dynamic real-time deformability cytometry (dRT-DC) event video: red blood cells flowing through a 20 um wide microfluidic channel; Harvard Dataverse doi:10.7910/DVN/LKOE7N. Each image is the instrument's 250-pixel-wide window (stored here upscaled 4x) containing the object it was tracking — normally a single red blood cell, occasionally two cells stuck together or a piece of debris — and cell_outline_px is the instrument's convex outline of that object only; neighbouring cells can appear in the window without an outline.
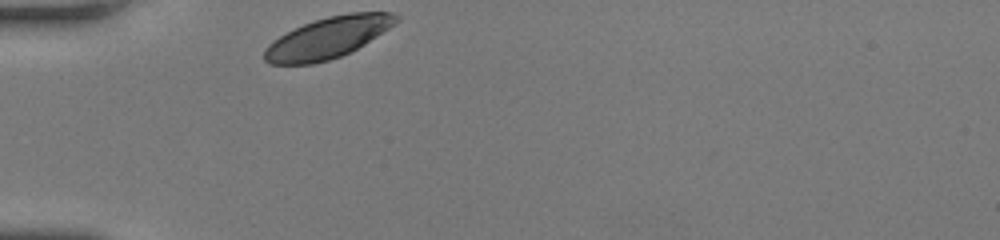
{"species": "human", "species_latin": "Homo sapiens", "temperature_condition": "room temperature", "stored_images_in_passage": 28, "camera_frame_rate_fps": 3000, "um_per_image_px": 0.085, "donor": {"sex": "female"}, "frame": {"image": 1, "passage_image": 1, "time_ms": 0.0, "image_size_px": [1000, 240], "cell_outline_px": [[400, 20], [364, 44], [340, 56], [328, 60], [312, 64], [268, 64], [264, 60], [264, 48], [268, 44], [280, 36], [304, 24], [328, 16], [348, 12], [392, 12], [400, 16]], "centroid_in_image_um": [27.86, 3.2], "position_along_channel_um": 57.1, "area_um2": 31.21}}
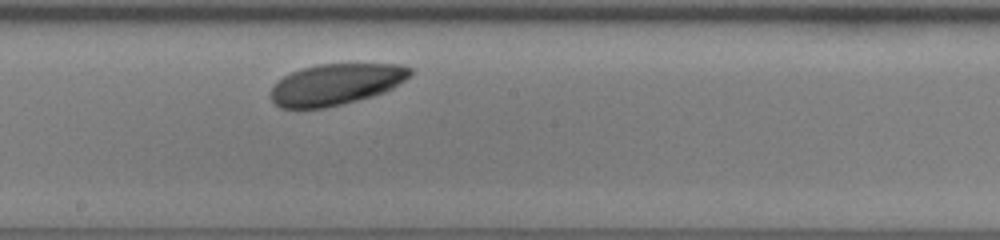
{"frame": {"image": 2, "passage_image": 15, "time_ms": 4.667, "image_size_px": [1000, 240], "cell_outline_px": [[412, 76], [392, 88], [384, 92], [372, 96], [324, 108], [280, 108], [272, 100], [272, 88], [284, 76], [292, 72], [304, 68], [320, 64], [400, 64], [412, 68]], "centroid_in_image_um": [28.6, 7.16], "position_along_channel_um": 219.6, "area_um2": 33.12}}
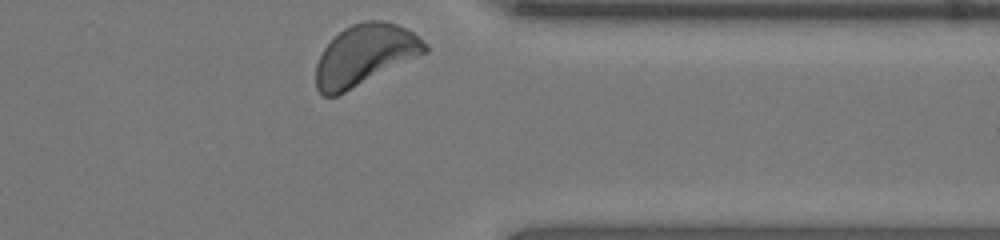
{"frame": {"image": 3, "passage_image": 28, "time_ms": 9.0, "image_size_px": [1000, 240], "cell_outline_px": [[428, 52], [336, 96], [324, 96], [316, 88], [316, 64], [324, 48], [344, 28], [352, 24], [368, 20], [384, 20], [396, 24], [412, 32], [428, 44]], "centroid_in_image_um": [31.02, 4.67], "position_along_channel_um": 380.4, "area_um2": 38.21}, "authors_computed_cell_mechanics": {"area_um2": 33.524, "velocity_mm_per_s": 3.7732, "shape_relaxation_time_tau1_ms": 0.9261, "shape_relaxation_time_tau2_ms": null, "deformation_change_tau1": 0.0694, "deformation_change_tau2": null}}